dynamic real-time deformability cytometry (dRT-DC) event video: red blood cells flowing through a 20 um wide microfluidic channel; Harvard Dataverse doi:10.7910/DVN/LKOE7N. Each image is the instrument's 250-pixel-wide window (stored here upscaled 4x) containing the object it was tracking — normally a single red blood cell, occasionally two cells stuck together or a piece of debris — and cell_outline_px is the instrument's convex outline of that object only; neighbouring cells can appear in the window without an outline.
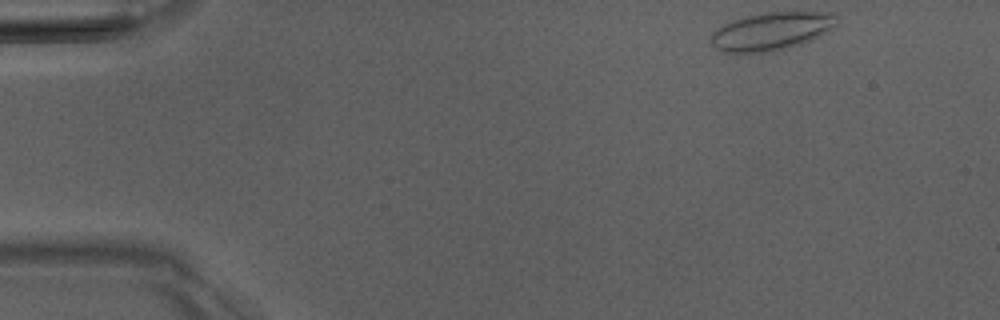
{"species": "Egyptian fruit bat (a non-hibernating species)", "species_latin": "Rousettus aegyptiacus", "temperature_condition": "room temperature", "stored_images_in_passage": 6, "camera_frame_rate_fps": 3000, "um_per_image_px": 0.085, "animal": {"sex": "male"}, "frame": {"image": 1, "passage_image": 1, "time_ms": 0.0, "image_size_px": [1000, 320], "cell_outline_px": [[840, 24], [820, 36], [812, 40], [788, 48], [772, 52], [724, 52], [716, 48], [712, 44], [712, 32], [716, 28], [724, 24], [748, 16], [764, 12], [836, 12], [840, 16]], "centroid_in_image_um": [65.69, 2.64], "position_along_channel_um": 19.3, "area_um2": 28.09}}
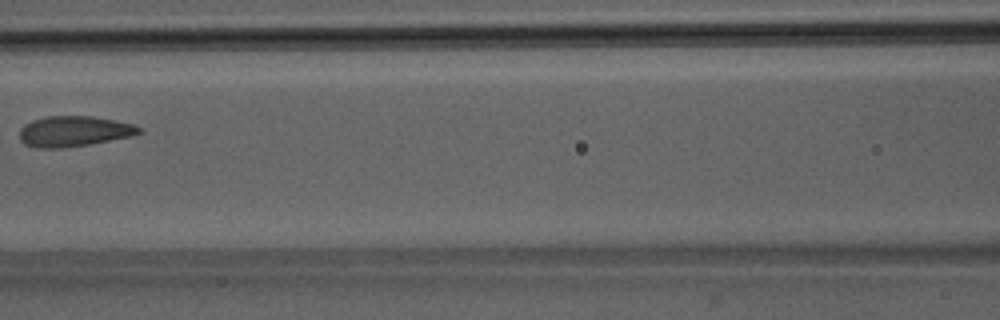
{"frame": {"image": 2, "passage_image": 6, "time_ms": 6.0, "image_size_px": [1000, 320], "cell_outline_px": [[144, 132], [132, 136], [88, 144], [60, 148], [40, 148], [24, 144], [20, 140], [20, 128], [24, 124], [32, 120], [48, 116], [92, 116], [132, 124], [144, 128]], "centroid_in_image_um": [6.29, 11.16], "position_along_channel_um": 160.3, "area_um2": 21.21}}